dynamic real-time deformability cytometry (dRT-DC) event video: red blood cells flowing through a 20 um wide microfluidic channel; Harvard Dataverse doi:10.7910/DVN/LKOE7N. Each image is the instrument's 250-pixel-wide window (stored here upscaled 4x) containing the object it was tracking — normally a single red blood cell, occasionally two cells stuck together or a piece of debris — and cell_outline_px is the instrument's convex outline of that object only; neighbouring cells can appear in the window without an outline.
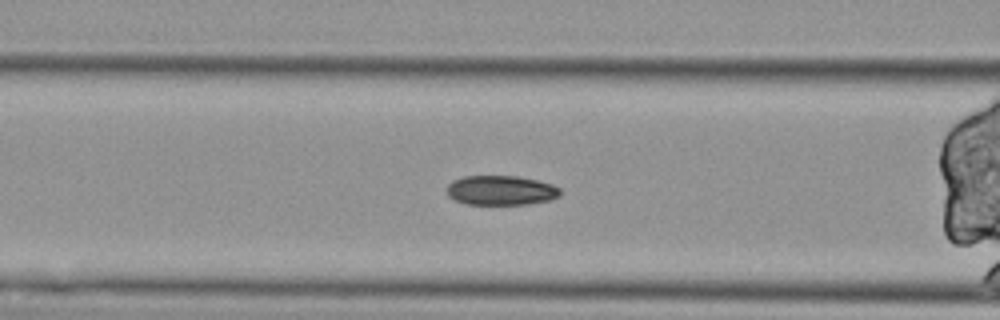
{"species": "Egyptian fruit bat (a non-hibernating species)", "species_latin": "Rousettus aegyptiacus", "temperature_condition": "cold", "stored_images_in_passage": 38, "segment_of_instrument_passage": [2, 2], "camera_frame_rate_fps": 3000, "um_per_image_px": 0.085, "animal": {"sex": "female"}, "frame": {"image": 1, "passage_image": 10, "time_ms": 3.0, "image_size_px": [1000, 320], "cell_outline_px": [[560, 196], [548, 200], [528, 204], [468, 204], [456, 200], [448, 196], [448, 184], [452, 180], [464, 176], [520, 176], [552, 184], [560, 188]], "centroid_in_image_um": [42.59, 16.17], "position_along_channel_um": 124.0, "area_um2": 19.48}}
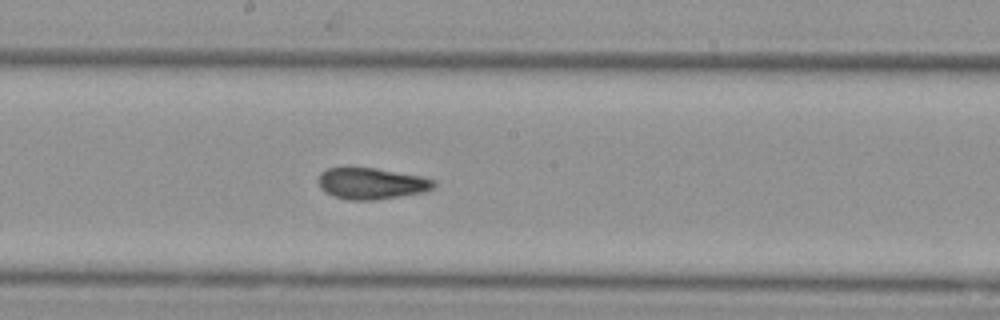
{"frame": {"image": 2, "passage_image": 18, "time_ms": 5.667, "image_size_px": [1000, 320], "cell_outline_px": [[436, 188], [424, 192], [372, 200], [348, 200], [332, 196], [324, 192], [320, 188], [320, 172], [328, 168], [344, 164], [348, 164], [376, 168], [420, 176], [436, 180]], "centroid_in_image_um": [31.53, 15.55], "position_along_channel_um": 216.7, "area_um2": 21.79}}
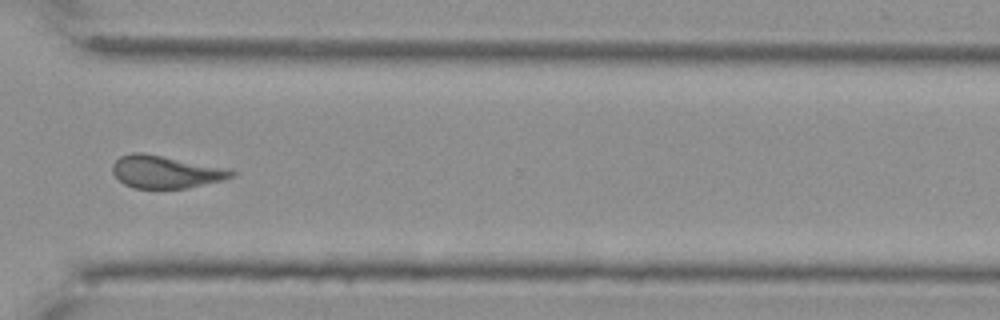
{"frame": {"image": 3, "passage_image": 30, "time_ms": 9.667, "image_size_px": [1000, 320], "cell_outline_px": [[236, 176], [188, 188], [132, 188], [124, 184], [112, 172], [112, 164], [120, 156], [132, 152], [140, 152], [232, 168], [236, 172]], "centroid_in_image_um": [14.11, 14.6], "position_along_channel_um": 356.5, "area_um2": 22.72}}